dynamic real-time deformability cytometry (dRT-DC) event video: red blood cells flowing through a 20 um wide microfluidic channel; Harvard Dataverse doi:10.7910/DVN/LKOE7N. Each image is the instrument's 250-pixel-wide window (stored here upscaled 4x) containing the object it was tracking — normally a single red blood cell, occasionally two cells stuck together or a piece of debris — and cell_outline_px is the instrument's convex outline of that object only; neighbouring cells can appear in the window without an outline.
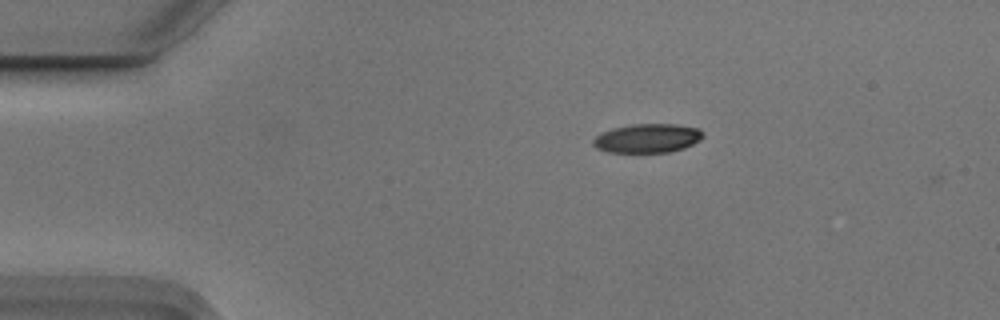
{"species": "Egyptian fruit bat (a non-hibernating species)", "species_latin": "Rousettus aegyptiacus", "temperature_condition": "cold", "stored_images_in_passage": 3, "camera_frame_rate_fps": 3000, "um_per_image_px": 0.085, "animal": {"sex": "male"}, "frame": {"image": 1, "passage_image": 2, "time_ms": 0.333, "image_size_px": [1000, 320], "cell_outline_px": [[704, 136], [700, 140], [684, 148], [668, 152], [608, 152], [596, 148], [592, 144], [592, 140], [596, 136], [612, 128], [632, 124], [676, 124], [696, 128], [704, 132]], "centroid_in_image_um": [55.03, 11.75], "position_along_channel_um": 30.0, "area_um2": 18.5}}